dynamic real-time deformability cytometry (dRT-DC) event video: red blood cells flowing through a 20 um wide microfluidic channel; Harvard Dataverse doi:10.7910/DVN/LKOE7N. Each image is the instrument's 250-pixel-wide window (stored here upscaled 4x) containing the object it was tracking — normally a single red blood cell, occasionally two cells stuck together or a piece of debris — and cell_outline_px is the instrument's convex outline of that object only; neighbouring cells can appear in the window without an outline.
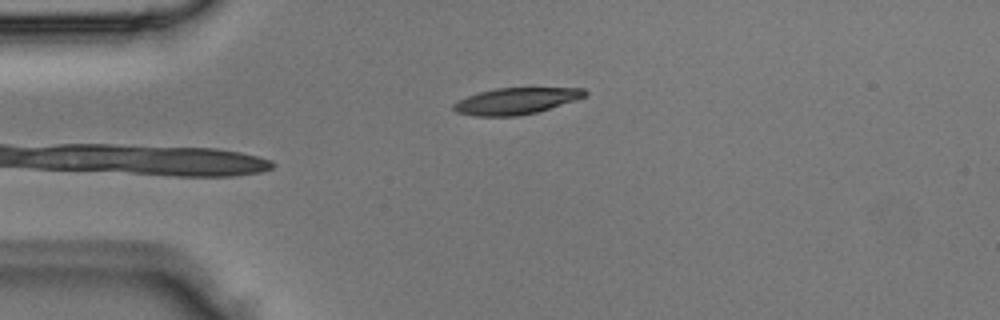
{"species": "Egyptian fruit bat (a non-hibernating species)", "species_latin": "Rousettus aegyptiacus", "temperature_condition": "room temperature", "stored_images_in_passage": 3, "camera_frame_rate_fps": 3000, "um_per_image_px": 0.085, "animal": {"sex": "male"}, "frame": {"image": 1, "passage_image": 3, "time_ms": 0.667, "image_size_px": [1000, 320], "cell_outline_px": [[588, 92], [584, 96], [576, 100], [536, 112], [516, 116], [476, 116], [456, 112], [452, 108], [452, 104], [468, 96], [480, 92], [496, 88], [584, 88]], "centroid_in_image_um": [43.85, 8.58], "position_along_channel_um": 41.1, "area_um2": 20.0}}